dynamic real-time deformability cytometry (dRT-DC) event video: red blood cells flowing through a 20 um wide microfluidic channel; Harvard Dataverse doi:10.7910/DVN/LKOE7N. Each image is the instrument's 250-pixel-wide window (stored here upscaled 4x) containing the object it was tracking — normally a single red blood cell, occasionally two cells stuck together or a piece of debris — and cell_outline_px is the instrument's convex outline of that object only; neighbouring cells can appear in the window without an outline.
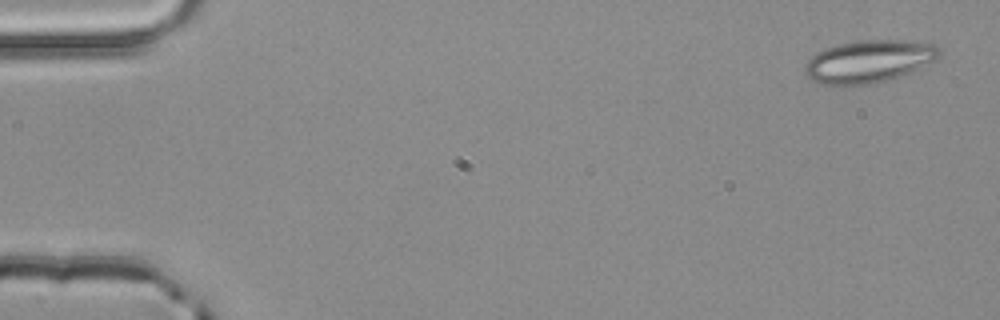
{"species": "common noctule bat (a hibernating species)", "species_latin": "Nyctalus noctula", "temperature_condition": "room temperature", "stored_images_in_passage": 4, "camera_frame_rate_fps": 3000, "um_per_image_px": 0.085, "animal": {"sex": "male", "body_mass_g": 20.4}, "frame": {"image": 1, "passage_image": 1, "time_ms": 0.0, "image_size_px": [1000, 320], "cell_outline_px": [[940, 56], [908, 72], [884, 80], [868, 84], [824, 84], [812, 80], [804, 72], [804, 64], [816, 52], [836, 44], [860, 40], [916, 40], [936, 44], [940, 48]], "centroid_in_image_um": [73.83, 5.17], "position_along_channel_um": 11.2, "area_um2": 32.83}}
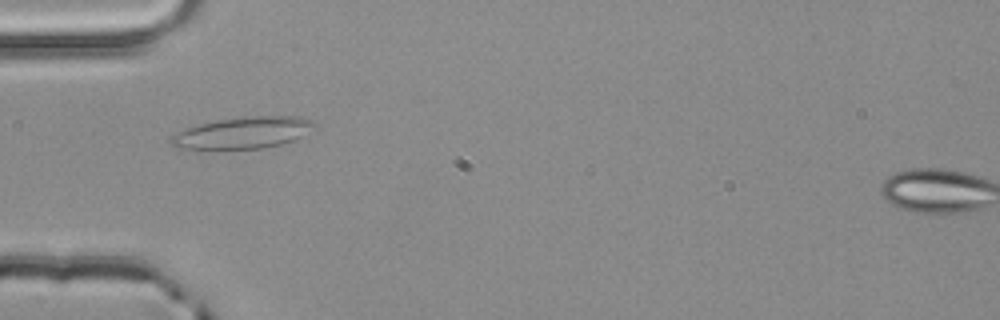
{"frame": {"image": 2, "passage_image": 4, "time_ms": 1.0, "image_size_px": [1000, 320], "cell_outline_px": [[320, 128], [296, 140], [264, 148], [176, 148], [172, 144], [172, 136], [184, 128], [216, 120], [244, 116], [296, 116], [312, 120]], "centroid_in_image_um": [20.78, 11.26], "position_along_channel_um": 64.2, "area_um2": 26.47}}